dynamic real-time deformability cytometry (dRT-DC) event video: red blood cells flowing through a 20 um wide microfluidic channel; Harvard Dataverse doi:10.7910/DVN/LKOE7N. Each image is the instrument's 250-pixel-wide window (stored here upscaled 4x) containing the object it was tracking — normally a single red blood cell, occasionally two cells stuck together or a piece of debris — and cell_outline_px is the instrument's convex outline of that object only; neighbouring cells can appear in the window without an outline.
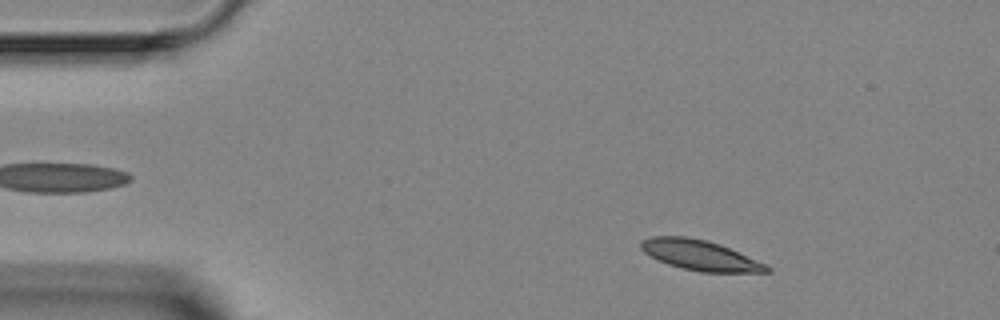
{"species": "Egyptian fruit bat (a non-hibernating species)", "species_latin": "Rousettus aegyptiacus", "temperature_condition": "room temperature", "stored_images_in_passage": 3, "camera_frame_rate_fps": 3000, "um_per_image_px": 0.085, "animal": {"sex": "female"}, "frame": {"image": 1, "passage_image": 1, "time_ms": 0.0, "image_size_px": [1000, 320], "cell_outline_px": [[772, 272], [700, 272], [668, 264], [644, 252], [640, 248], [640, 240], [652, 236], [688, 236], [708, 240], [720, 244], [768, 264], [772, 268]], "centroid_in_image_um": [59.55, 21.68], "position_along_channel_um": 25.5, "area_um2": 22.25}}